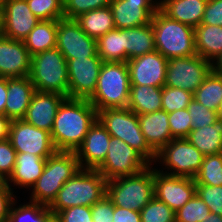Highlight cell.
I'll return each instance as SVG.
<instances>
[{
	"label": "cell",
	"instance_id": "4fadbf2b",
	"mask_svg": "<svg viewBox=\"0 0 222 222\" xmlns=\"http://www.w3.org/2000/svg\"><path fill=\"white\" fill-rule=\"evenodd\" d=\"M9 140L17 153H31L41 158H48L55 149L51 133L27 123L23 119L11 121Z\"/></svg>",
	"mask_w": 222,
	"mask_h": 222
},
{
	"label": "cell",
	"instance_id": "f6af8a7d",
	"mask_svg": "<svg viewBox=\"0 0 222 222\" xmlns=\"http://www.w3.org/2000/svg\"><path fill=\"white\" fill-rule=\"evenodd\" d=\"M60 222H93L91 207L74 206L57 214Z\"/></svg>",
	"mask_w": 222,
	"mask_h": 222
},
{
	"label": "cell",
	"instance_id": "5b68a950",
	"mask_svg": "<svg viewBox=\"0 0 222 222\" xmlns=\"http://www.w3.org/2000/svg\"><path fill=\"white\" fill-rule=\"evenodd\" d=\"M130 93L129 69L126 62H103L97 86L89 102L96 111L127 108Z\"/></svg>",
	"mask_w": 222,
	"mask_h": 222
},
{
	"label": "cell",
	"instance_id": "cb8c5ba5",
	"mask_svg": "<svg viewBox=\"0 0 222 222\" xmlns=\"http://www.w3.org/2000/svg\"><path fill=\"white\" fill-rule=\"evenodd\" d=\"M138 120L146 142L156 153L174 139L166 111L161 109L156 112L138 115Z\"/></svg>",
	"mask_w": 222,
	"mask_h": 222
},
{
	"label": "cell",
	"instance_id": "6f0895ef",
	"mask_svg": "<svg viewBox=\"0 0 222 222\" xmlns=\"http://www.w3.org/2000/svg\"><path fill=\"white\" fill-rule=\"evenodd\" d=\"M218 117L222 119V102H221V106L219 108Z\"/></svg>",
	"mask_w": 222,
	"mask_h": 222
},
{
	"label": "cell",
	"instance_id": "1f68e13d",
	"mask_svg": "<svg viewBox=\"0 0 222 222\" xmlns=\"http://www.w3.org/2000/svg\"><path fill=\"white\" fill-rule=\"evenodd\" d=\"M193 98L218 113L222 102V76L211 71L193 93Z\"/></svg>",
	"mask_w": 222,
	"mask_h": 222
},
{
	"label": "cell",
	"instance_id": "f907efd6",
	"mask_svg": "<svg viewBox=\"0 0 222 222\" xmlns=\"http://www.w3.org/2000/svg\"><path fill=\"white\" fill-rule=\"evenodd\" d=\"M7 77L0 76V114L4 115L5 104L7 101Z\"/></svg>",
	"mask_w": 222,
	"mask_h": 222
},
{
	"label": "cell",
	"instance_id": "ee69618b",
	"mask_svg": "<svg viewBox=\"0 0 222 222\" xmlns=\"http://www.w3.org/2000/svg\"><path fill=\"white\" fill-rule=\"evenodd\" d=\"M17 152L8 139L0 141V181L5 182L12 174Z\"/></svg>",
	"mask_w": 222,
	"mask_h": 222
},
{
	"label": "cell",
	"instance_id": "4316f807",
	"mask_svg": "<svg viewBox=\"0 0 222 222\" xmlns=\"http://www.w3.org/2000/svg\"><path fill=\"white\" fill-rule=\"evenodd\" d=\"M127 107L137 115L162 109V87L130 85Z\"/></svg>",
	"mask_w": 222,
	"mask_h": 222
},
{
	"label": "cell",
	"instance_id": "ab89813d",
	"mask_svg": "<svg viewBox=\"0 0 222 222\" xmlns=\"http://www.w3.org/2000/svg\"><path fill=\"white\" fill-rule=\"evenodd\" d=\"M112 0H63L64 18L75 19L94 9L110 6Z\"/></svg>",
	"mask_w": 222,
	"mask_h": 222
},
{
	"label": "cell",
	"instance_id": "7402d4cb",
	"mask_svg": "<svg viewBox=\"0 0 222 222\" xmlns=\"http://www.w3.org/2000/svg\"><path fill=\"white\" fill-rule=\"evenodd\" d=\"M7 91L4 115L11 120L23 119L36 91L30 77L7 78Z\"/></svg>",
	"mask_w": 222,
	"mask_h": 222
},
{
	"label": "cell",
	"instance_id": "2e32d148",
	"mask_svg": "<svg viewBox=\"0 0 222 222\" xmlns=\"http://www.w3.org/2000/svg\"><path fill=\"white\" fill-rule=\"evenodd\" d=\"M130 85L163 87L168 59L157 50L128 60Z\"/></svg>",
	"mask_w": 222,
	"mask_h": 222
},
{
	"label": "cell",
	"instance_id": "e0dca14e",
	"mask_svg": "<svg viewBox=\"0 0 222 222\" xmlns=\"http://www.w3.org/2000/svg\"><path fill=\"white\" fill-rule=\"evenodd\" d=\"M158 5L159 0H112L110 8L116 29L149 24Z\"/></svg>",
	"mask_w": 222,
	"mask_h": 222
},
{
	"label": "cell",
	"instance_id": "9c48e42d",
	"mask_svg": "<svg viewBox=\"0 0 222 222\" xmlns=\"http://www.w3.org/2000/svg\"><path fill=\"white\" fill-rule=\"evenodd\" d=\"M203 158L204 155L186 138H179L172 139L156 153L153 165H157L158 162L162 169L159 167L157 170L171 176L194 178Z\"/></svg>",
	"mask_w": 222,
	"mask_h": 222
},
{
	"label": "cell",
	"instance_id": "d6986e66",
	"mask_svg": "<svg viewBox=\"0 0 222 222\" xmlns=\"http://www.w3.org/2000/svg\"><path fill=\"white\" fill-rule=\"evenodd\" d=\"M4 12V36L23 41L40 21L30 10L26 0H7Z\"/></svg>",
	"mask_w": 222,
	"mask_h": 222
},
{
	"label": "cell",
	"instance_id": "74e56055",
	"mask_svg": "<svg viewBox=\"0 0 222 222\" xmlns=\"http://www.w3.org/2000/svg\"><path fill=\"white\" fill-rule=\"evenodd\" d=\"M193 99V93L181 88L162 87V110L167 113L187 109Z\"/></svg>",
	"mask_w": 222,
	"mask_h": 222
},
{
	"label": "cell",
	"instance_id": "f1b7e54d",
	"mask_svg": "<svg viewBox=\"0 0 222 222\" xmlns=\"http://www.w3.org/2000/svg\"><path fill=\"white\" fill-rule=\"evenodd\" d=\"M186 139L204 156L222 153V119L199 129H192Z\"/></svg>",
	"mask_w": 222,
	"mask_h": 222
},
{
	"label": "cell",
	"instance_id": "9a60e30c",
	"mask_svg": "<svg viewBox=\"0 0 222 222\" xmlns=\"http://www.w3.org/2000/svg\"><path fill=\"white\" fill-rule=\"evenodd\" d=\"M196 194L194 178L171 176L154 167V197L167 204L174 212Z\"/></svg>",
	"mask_w": 222,
	"mask_h": 222
},
{
	"label": "cell",
	"instance_id": "52a82bcc",
	"mask_svg": "<svg viewBox=\"0 0 222 222\" xmlns=\"http://www.w3.org/2000/svg\"><path fill=\"white\" fill-rule=\"evenodd\" d=\"M97 119L111 137L126 142L138 151L151 165L156 152L148 145L142 134L138 115L127 108H106L97 112Z\"/></svg>",
	"mask_w": 222,
	"mask_h": 222
},
{
	"label": "cell",
	"instance_id": "44dd1931",
	"mask_svg": "<svg viewBox=\"0 0 222 222\" xmlns=\"http://www.w3.org/2000/svg\"><path fill=\"white\" fill-rule=\"evenodd\" d=\"M65 99L60 94L36 90L23 120L51 133L58 108Z\"/></svg>",
	"mask_w": 222,
	"mask_h": 222
},
{
	"label": "cell",
	"instance_id": "6da1fadb",
	"mask_svg": "<svg viewBox=\"0 0 222 222\" xmlns=\"http://www.w3.org/2000/svg\"><path fill=\"white\" fill-rule=\"evenodd\" d=\"M96 120L97 111L89 100L66 98L58 108L51 130L55 149L76 152Z\"/></svg>",
	"mask_w": 222,
	"mask_h": 222
},
{
	"label": "cell",
	"instance_id": "7bdbcfd3",
	"mask_svg": "<svg viewBox=\"0 0 222 222\" xmlns=\"http://www.w3.org/2000/svg\"><path fill=\"white\" fill-rule=\"evenodd\" d=\"M196 194L210 209V213L222 216V185L196 184Z\"/></svg>",
	"mask_w": 222,
	"mask_h": 222
},
{
	"label": "cell",
	"instance_id": "db71d44e",
	"mask_svg": "<svg viewBox=\"0 0 222 222\" xmlns=\"http://www.w3.org/2000/svg\"><path fill=\"white\" fill-rule=\"evenodd\" d=\"M202 222H222V216L210 213L208 214L207 218L202 220Z\"/></svg>",
	"mask_w": 222,
	"mask_h": 222
},
{
	"label": "cell",
	"instance_id": "9f6ffc18",
	"mask_svg": "<svg viewBox=\"0 0 222 222\" xmlns=\"http://www.w3.org/2000/svg\"><path fill=\"white\" fill-rule=\"evenodd\" d=\"M45 222H60L56 214H52Z\"/></svg>",
	"mask_w": 222,
	"mask_h": 222
},
{
	"label": "cell",
	"instance_id": "3957f363",
	"mask_svg": "<svg viewBox=\"0 0 222 222\" xmlns=\"http://www.w3.org/2000/svg\"><path fill=\"white\" fill-rule=\"evenodd\" d=\"M80 169L75 152L56 151L47 158L41 176L31 188L29 201L50 206L64 183Z\"/></svg>",
	"mask_w": 222,
	"mask_h": 222
},
{
	"label": "cell",
	"instance_id": "30bf717a",
	"mask_svg": "<svg viewBox=\"0 0 222 222\" xmlns=\"http://www.w3.org/2000/svg\"><path fill=\"white\" fill-rule=\"evenodd\" d=\"M151 164L126 142L111 137L104 161L96 168L107 180L138 174Z\"/></svg>",
	"mask_w": 222,
	"mask_h": 222
},
{
	"label": "cell",
	"instance_id": "8fae6325",
	"mask_svg": "<svg viewBox=\"0 0 222 222\" xmlns=\"http://www.w3.org/2000/svg\"><path fill=\"white\" fill-rule=\"evenodd\" d=\"M212 63L199 55L168 59L165 85L194 93L211 73Z\"/></svg>",
	"mask_w": 222,
	"mask_h": 222
},
{
	"label": "cell",
	"instance_id": "7a4b0ae2",
	"mask_svg": "<svg viewBox=\"0 0 222 222\" xmlns=\"http://www.w3.org/2000/svg\"><path fill=\"white\" fill-rule=\"evenodd\" d=\"M107 180L96 169H80L64 183L49 206L53 214L74 206H93L106 196Z\"/></svg>",
	"mask_w": 222,
	"mask_h": 222
},
{
	"label": "cell",
	"instance_id": "8d00e7d4",
	"mask_svg": "<svg viewBox=\"0 0 222 222\" xmlns=\"http://www.w3.org/2000/svg\"><path fill=\"white\" fill-rule=\"evenodd\" d=\"M30 10L39 20L64 18L63 0H26Z\"/></svg>",
	"mask_w": 222,
	"mask_h": 222
},
{
	"label": "cell",
	"instance_id": "8992f818",
	"mask_svg": "<svg viewBox=\"0 0 222 222\" xmlns=\"http://www.w3.org/2000/svg\"><path fill=\"white\" fill-rule=\"evenodd\" d=\"M106 196L114 206L140 212L154 197V166L107 181Z\"/></svg>",
	"mask_w": 222,
	"mask_h": 222
},
{
	"label": "cell",
	"instance_id": "d4e9b609",
	"mask_svg": "<svg viewBox=\"0 0 222 222\" xmlns=\"http://www.w3.org/2000/svg\"><path fill=\"white\" fill-rule=\"evenodd\" d=\"M208 0H159L158 8L168 17L196 28L202 22Z\"/></svg>",
	"mask_w": 222,
	"mask_h": 222
},
{
	"label": "cell",
	"instance_id": "f5cc1de1",
	"mask_svg": "<svg viewBox=\"0 0 222 222\" xmlns=\"http://www.w3.org/2000/svg\"><path fill=\"white\" fill-rule=\"evenodd\" d=\"M212 71L222 76V54L212 62Z\"/></svg>",
	"mask_w": 222,
	"mask_h": 222
},
{
	"label": "cell",
	"instance_id": "d6a6232c",
	"mask_svg": "<svg viewBox=\"0 0 222 222\" xmlns=\"http://www.w3.org/2000/svg\"><path fill=\"white\" fill-rule=\"evenodd\" d=\"M97 54L104 62H124V29H114L96 40Z\"/></svg>",
	"mask_w": 222,
	"mask_h": 222
},
{
	"label": "cell",
	"instance_id": "bcb514c9",
	"mask_svg": "<svg viewBox=\"0 0 222 222\" xmlns=\"http://www.w3.org/2000/svg\"><path fill=\"white\" fill-rule=\"evenodd\" d=\"M91 212L93 222H113L114 204L104 196L91 206Z\"/></svg>",
	"mask_w": 222,
	"mask_h": 222
},
{
	"label": "cell",
	"instance_id": "c3c4849f",
	"mask_svg": "<svg viewBox=\"0 0 222 222\" xmlns=\"http://www.w3.org/2000/svg\"><path fill=\"white\" fill-rule=\"evenodd\" d=\"M4 182L0 184V222H8L9 211L16 195Z\"/></svg>",
	"mask_w": 222,
	"mask_h": 222
},
{
	"label": "cell",
	"instance_id": "603a6c76",
	"mask_svg": "<svg viewBox=\"0 0 222 222\" xmlns=\"http://www.w3.org/2000/svg\"><path fill=\"white\" fill-rule=\"evenodd\" d=\"M46 161L47 158H41L29 152L17 153L13 172L4 183L13 191L12 185L30 190L41 176Z\"/></svg>",
	"mask_w": 222,
	"mask_h": 222
},
{
	"label": "cell",
	"instance_id": "e575fe53",
	"mask_svg": "<svg viewBox=\"0 0 222 222\" xmlns=\"http://www.w3.org/2000/svg\"><path fill=\"white\" fill-rule=\"evenodd\" d=\"M194 181L195 184L222 185V153L204 156Z\"/></svg>",
	"mask_w": 222,
	"mask_h": 222
},
{
	"label": "cell",
	"instance_id": "484cf974",
	"mask_svg": "<svg viewBox=\"0 0 222 222\" xmlns=\"http://www.w3.org/2000/svg\"><path fill=\"white\" fill-rule=\"evenodd\" d=\"M155 50L151 22L142 26L124 29V62Z\"/></svg>",
	"mask_w": 222,
	"mask_h": 222
},
{
	"label": "cell",
	"instance_id": "83f0119b",
	"mask_svg": "<svg viewBox=\"0 0 222 222\" xmlns=\"http://www.w3.org/2000/svg\"><path fill=\"white\" fill-rule=\"evenodd\" d=\"M194 32L197 55L212 63L222 54V26L200 24Z\"/></svg>",
	"mask_w": 222,
	"mask_h": 222
},
{
	"label": "cell",
	"instance_id": "ffe728a7",
	"mask_svg": "<svg viewBox=\"0 0 222 222\" xmlns=\"http://www.w3.org/2000/svg\"><path fill=\"white\" fill-rule=\"evenodd\" d=\"M111 135L97 119L76 150L81 169H96L105 159Z\"/></svg>",
	"mask_w": 222,
	"mask_h": 222
},
{
	"label": "cell",
	"instance_id": "f546056e",
	"mask_svg": "<svg viewBox=\"0 0 222 222\" xmlns=\"http://www.w3.org/2000/svg\"><path fill=\"white\" fill-rule=\"evenodd\" d=\"M75 21L89 37L96 40L116 29L110 6L83 13Z\"/></svg>",
	"mask_w": 222,
	"mask_h": 222
},
{
	"label": "cell",
	"instance_id": "681fc988",
	"mask_svg": "<svg viewBox=\"0 0 222 222\" xmlns=\"http://www.w3.org/2000/svg\"><path fill=\"white\" fill-rule=\"evenodd\" d=\"M113 222H141L140 212L114 206Z\"/></svg>",
	"mask_w": 222,
	"mask_h": 222
},
{
	"label": "cell",
	"instance_id": "5bb4252c",
	"mask_svg": "<svg viewBox=\"0 0 222 222\" xmlns=\"http://www.w3.org/2000/svg\"><path fill=\"white\" fill-rule=\"evenodd\" d=\"M56 47L67 61L97 53L96 39L89 37L75 19L58 20Z\"/></svg>",
	"mask_w": 222,
	"mask_h": 222
},
{
	"label": "cell",
	"instance_id": "680465c9",
	"mask_svg": "<svg viewBox=\"0 0 222 222\" xmlns=\"http://www.w3.org/2000/svg\"><path fill=\"white\" fill-rule=\"evenodd\" d=\"M7 0H0V6H3Z\"/></svg>",
	"mask_w": 222,
	"mask_h": 222
},
{
	"label": "cell",
	"instance_id": "ba28073f",
	"mask_svg": "<svg viewBox=\"0 0 222 222\" xmlns=\"http://www.w3.org/2000/svg\"><path fill=\"white\" fill-rule=\"evenodd\" d=\"M29 77L37 91L68 98L67 60L57 47L32 56Z\"/></svg>",
	"mask_w": 222,
	"mask_h": 222
},
{
	"label": "cell",
	"instance_id": "277c9868",
	"mask_svg": "<svg viewBox=\"0 0 222 222\" xmlns=\"http://www.w3.org/2000/svg\"><path fill=\"white\" fill-rule=\"evenodd\" d=\"M155 48L166 59L196 55L194 28L171 19L159 8L152 16Z\"/></svg>",
	"mask_w": 222,
	"mask_h": 222
},
{
	"label": "cell",
	"instance_id": "4dcf8cb0",
	"mask_svg": "<svg viewBox=\"0 0 222 222\" xmlns=\"http://www.w3.org/2000/svg\"><path fill=\"white\" fill-rule=\"evenodd\" d=\"M58 20H40L23 40L31 56L56 47Z\"/></svg>",
	"mask_w": 222,
	"mask_h": 222
},
{
	"label": "cell",
	"instance_id": "ac0fdd59",
	"mask_svg": "<svg viewBox=\"0 0 222 222\" xmlns=\"http://www.w3.org/2000/svg\"><path fill=\"white\" fill-rule=\"evenodd\" d=\"M32 56L23 41L0 38V76L7 78L30 75Z\"/></svg>",
	"mask_w": 222,
	"mask_h": 222
},
{
	"label": "cell",
	"instance_id": "11a10c76",
	"mask_svg": "<svg viewBox=\"0 0 222 222\" xmlns=\"http://www.w3.org/2000/svg\"><path fill=\"white\" fill-rule=\"evenodd\" d=\"M4 37V12L2 6H0V38Z\"/></svg>",
	"mask_w": 222,
	"mask_h": 222
},
{
	"label": "cell",
	"instance_id": "7c38bea8",
	"mask_svg": "<svg viewBox=\"0 0 222 222\" xmlns=\"http://www.w3.org/2000/svg\"><path fill=\"white\" fill-rule=\"evenodd\" d=\"M103 62L97 53L93 57L67 61L68 98L89 100L93 96Z\"/></svg>",
	"mask_w": 222,
	"mask_h": 222
},
{
	"label": "cell",
	"instance_id": "836d02e7",
	"mask_svg": "<svg viewBox=\"0 0 222 222\" xmlns=\"http://www.w3.org/2000/svg\"><path fill=\"white\" fill-rule=\"evenodd\" d=\"M17 200L15 199L10 211L8 222H45L53 212L50 210L49 206L39 204L36 202L26 201L19 206Z\"/></svg>",
	"mask_w": 222,
	"mask_h": 222
},
{
	"label": "cell",
	"instance_id": "f35d334b",
	"mask_svg": "<svg viewBox=\"0 0 222 222\" xmlns=\"http://www.w3.org/2000/svg\"><path fill=\"white\" fill-rule=\"evenodd\" d=\"M140 214L141 222H175V212L155 197L140 211Z\"/></svg>",
	"mask_w": 222,
	"mask_h": 222
},
{
	"label": "cell",
	"instance_id": "d590c367",
	"mask_svg": "<svg viewBox=\"0 0 222 222\" xmlns=\"http://www.w3.org/2000/svg\"><path fill=\"white\" fill-rule=\"evenodd\" d=\"M210 214V209L195 194L184 206L175 212V222H202Z\"/></svg>",
	"mask_w": 222,
	"mask_h": 222
},
{
	"label": "cell",
	"instance_id": "60d3db41",
	"mask_svg": "<svg viewBox=\"0 0 222 222\" xmlns=\"http://www.w3.org/2000/svg\"><path fill=\"white\" fill-rule=\"evenodd\" d=\"M187 110L191 117L192 129H199L207 125L210 126L214 124L218 118L216 111L208 109L194 98L189 103Z\"/></svg>",
	"mask_w": 222,
	"mask_h": 222
},
{
	"label": "cell",
	"instance_id": "7dc6e473",
	"mask_svg": "<svg viewBox=\"0 0 222 222\" xmlns=\"http://www.w3.org/2000/svg\"><path fill=\"white\" fill-rule=\"evenodd\" d=\"M201 24L222 26V0H208Z\"/></svg>",
	"mask_w": 222,
	"mask_h": 222
},
{
	"label": "cell",
	"instance_id": "816d5d0a",
	"mask_svg": "<svg viewBox=\"0 0 222 222\" xmlns=\"http://www.w3.org/2000/svg\"><path fill=\"white\" fill-rule=\"evenodd\" d=\"M11 119L0 114V141L9 138Z\"/></svg>",
	"mask_w": 222,
	"mask_h": 222
},
{
	"label": "cell",
	"instance_id": "b9f144b4",
	"mask_svg": "<svg viewBox=\"0 0 222 222\" xmlns=\"http://www.w3.org/2000/svg\"><path fill=\"white\" fill-rule=\"evenodd\" d=\"M168 122L174 139L186 138L192 130L191 117L187 109L168 113Z\"/></svg>",
	"mask_w": 222,
	"mask_h": 222
}]
</instances>
